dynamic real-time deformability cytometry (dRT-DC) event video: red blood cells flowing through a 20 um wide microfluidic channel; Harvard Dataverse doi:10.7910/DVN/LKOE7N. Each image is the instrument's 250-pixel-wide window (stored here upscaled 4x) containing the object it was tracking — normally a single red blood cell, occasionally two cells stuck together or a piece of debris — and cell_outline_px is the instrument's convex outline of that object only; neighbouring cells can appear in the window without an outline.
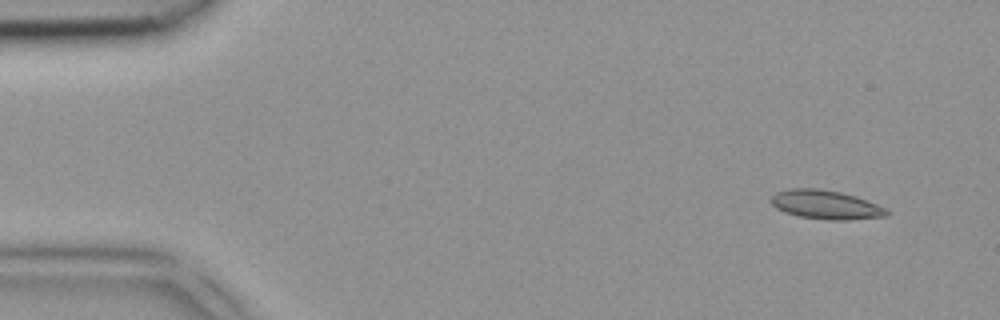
{"species": "common noctule bat (a hibernating species)", "species_latin": "Nyctalus noctula", "temperature_condition": "room temperature", "stored_images_in_passage": 4, "camera_frame_rate_fps": 3000, "um_per_image_px": 0.085, "animal": {"sex": "female", "body_mass_g": 18.4}, "frame": {"image": 1, "passage_image": 1, "time_ms": 0.0, "image_size_px": [1000, 320], "cell_outline_px": [[892, 212], [888, 216], [848, 220], [828, 220], [800, 216], [784, 212], [776, 208], [768, 200], [776, 192], [788, 188], [820, 188], [840, 192], [856, 196], [868, 200], [888, 208]], "centroid_in_image_um": [70.23, 17.39], "position_along_channel_um": 14.8, "area_um2": 19.88}}
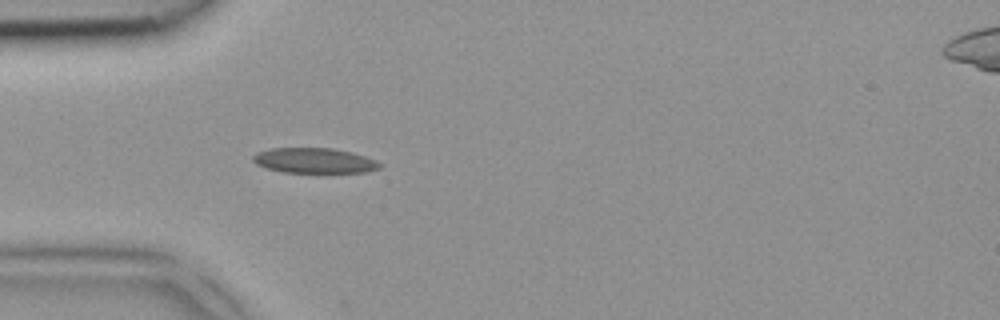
{"frame": {"image": 2, "passage_image": 4, "time_ms": 1.0, "image_size_px": [1000, 320], "cell_outline_px": [[380, 168], [368, 172], [284, 172], [268, 168], [256, 164], [252, 160], [252, 156], [256, 152], [272, 148], [332, 148], [352, 152], [376, 160], [380, 164]], "centroid_in_image_um": [26.71, 13.64], "position_along_channel_um": 58.3, "area_um2": 18.5}}